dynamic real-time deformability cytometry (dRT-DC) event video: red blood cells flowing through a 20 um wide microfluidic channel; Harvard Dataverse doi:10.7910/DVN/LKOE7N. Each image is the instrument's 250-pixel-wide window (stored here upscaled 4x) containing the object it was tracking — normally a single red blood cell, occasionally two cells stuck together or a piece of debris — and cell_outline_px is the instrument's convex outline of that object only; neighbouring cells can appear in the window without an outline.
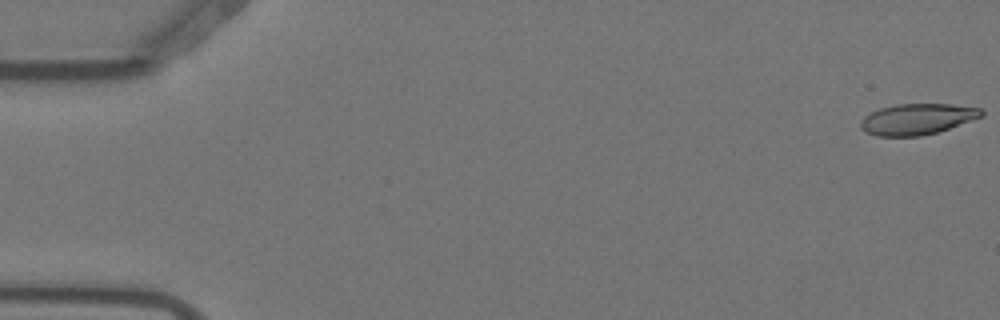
{"species": "Egyptian fruit bat (a non-hibernating species)", "species_latin": "Rousettus aegyptiacus", "temperature_condition": "warm", "stored_images_in_passage": 4, "camera_frame_rate_fps": 3000, "um_per_image_px": 0.085, "animal": {"sex": "female"}, "frame": {"image": 1, "passage_image": 1, "time_ms": 0.0, "image_size_px": [1000, 320], "cell_outline_px": [[984, 116], [936, 132], [920, 136], [876, 136], [860, 128], [860, 120], [864, 116], [880, 108], [896, 104], [952, 104], [980, 108], [984, 112]], "centroid_in_image_um": [77.95, 10.12], "position_along_channel_um": 7.0, "area_um2": 21.68}}
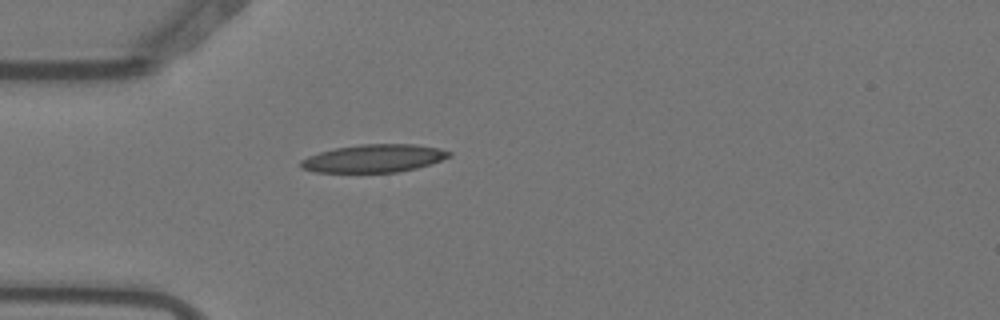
{"frame": {"image": 2, "passage_image": 4, "time_ms": 1.0, "image_size_px": [1000, 320], "cell_outline_px": [[452, 156], [416, 168], [396, 172], [316, 172], [300, 168], [300, 160], [308, 156], [320, 152], [336, 148], [360, 144], [416, 144], [440, 148], [452, 152]], "centroid_in_image_um": [31.78, 13.45], "position_along_channel_um": 53.2, "area_um2": 24.04}}